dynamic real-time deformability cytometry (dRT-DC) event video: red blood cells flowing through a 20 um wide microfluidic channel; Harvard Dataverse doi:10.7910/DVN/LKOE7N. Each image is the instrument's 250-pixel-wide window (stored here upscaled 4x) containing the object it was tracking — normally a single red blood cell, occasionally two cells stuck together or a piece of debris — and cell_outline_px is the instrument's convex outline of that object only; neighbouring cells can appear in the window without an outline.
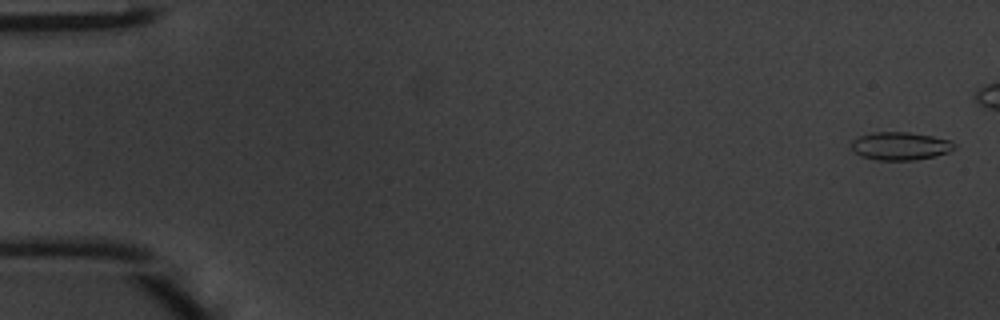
{"species": "common noctule bat (a hibernating species)", "species_latin": "Nyctalus noctula", "temperature_condition": "warm", "stored_images_in_passage": 41, "camera_frame_rate_fps": 3000, "um_per_image_px": 0.085, "animal": {"sex": "male", "body_mass_g": 20.1, "forearm_length_mm": 53.5}, "frame": {"image": 1, "passage_image": 1, "time_ms": 0.0, "image_size_px": [1000, 320], "cell_outline_px": [[956, 148], [948, 152], [936, 156], [916, 160], [876, 160], [860, 156], [852, 148], [852, 140], [860, 136], [872, 132], [908, 132], [932, 136], [948, 140]], "centroid_in_image_um": [76.5, 12.42], "position_along_channel_um": 8.5, "area_um2": 16.7}}
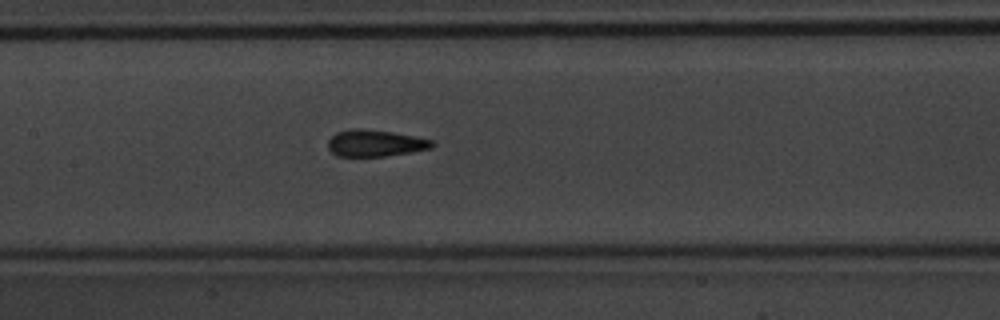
{"frame": {"image": 2, "passage_image": 23, "time_ms": 7.333, "image_size_px": [1000, 320], "cell_outline_px": [[436, 144], [432, 148], [412, 152], [384, 156], [336, 156], [328, 148], [328, 140], [336, 132], [352, 128], [364, 128], [392, 132], [432, 140]], "centroid_in_image_um": [31.88, 12.16], "position_along_channel_um": 175.5, "area_um2": 16.24}}
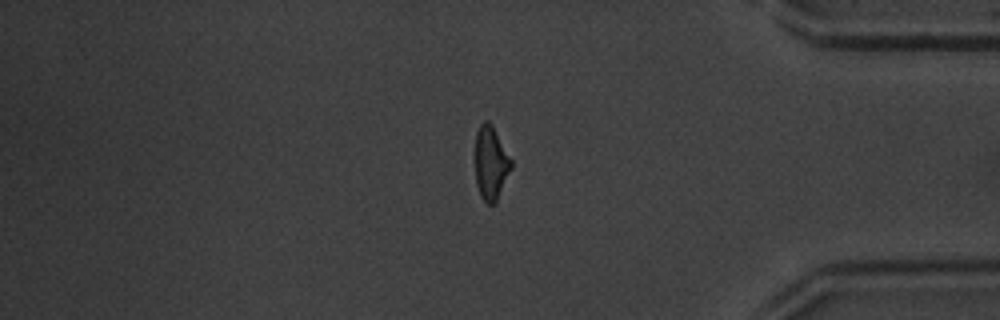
{"frame": {"image": 3, "passage_image": 40, "time_ms": 13.0, "image_size_px": [1000, 320], "cell_outline_px": [[512, 168], [496, 200], [492, 204], [488, 204], [480, 196], [476, 184], [476, 132], [480, 124], [484, 120], [488, 120], [492, 124], [512, 160]], "centroid_in_image_um": [41.72, 13.82], "position_along_channel_um": 393.5, "area_um2": 15.32}}